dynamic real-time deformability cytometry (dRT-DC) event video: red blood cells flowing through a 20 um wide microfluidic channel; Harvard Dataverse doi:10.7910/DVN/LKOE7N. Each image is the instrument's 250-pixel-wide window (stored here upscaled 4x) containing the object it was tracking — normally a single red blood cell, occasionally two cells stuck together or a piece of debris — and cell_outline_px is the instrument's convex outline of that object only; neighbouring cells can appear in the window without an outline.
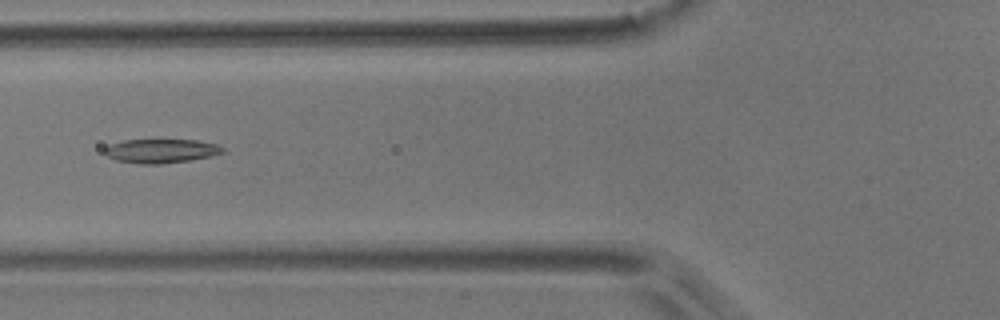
{"species": "common noctule bat (a hibernating species)", "species_latin": "Nyctalus noctula", "temperature_condition": "room temperature", "stored_images_in_passage": 4, "camera_frame_rate_fps": 3000, "um_per_image_px": 0.085, "animal": {"sex": "male", "body_mass_g": 17.9}, "frame": {"image": 1, "passage_image": 4, "time_ms": 3.333, "image_size_px": [1000, 320], "cell_outline_px": [[224, 152], [192, 160], [160, 164], [140, 164], [116, 160], [108, 156], [104, 152], [104, 148], [112, 144], [124, 140], [196, 140], [216, 144], [224, 148]], "centroid_in_image_um": [13.68, 12.83], "position_along_channel_um": 112.1, "area_um2": 16.36}}